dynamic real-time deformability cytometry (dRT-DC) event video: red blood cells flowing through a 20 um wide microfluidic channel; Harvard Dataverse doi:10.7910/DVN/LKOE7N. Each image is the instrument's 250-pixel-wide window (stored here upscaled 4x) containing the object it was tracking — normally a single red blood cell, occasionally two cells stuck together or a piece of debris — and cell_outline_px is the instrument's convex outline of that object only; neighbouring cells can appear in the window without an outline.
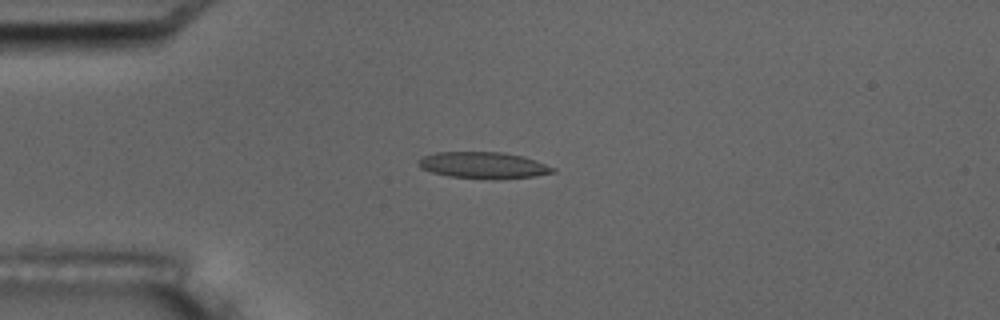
{"species": "common noctule bat (a hibernating species)", "species_latin": "Nyctalus noctula", "temperature_condition": "room temperature", "stored_images_in_passage": 6, "camera_frame_rate_fps": 3000, "um_per_image_px": 0.085, "animal": {"sex": "male", "body_mass_g": 17.5, "forearm_length_mm": 52.3}, "frame": {"image": 1, "passage_image": 5, "time_ms": 4.667, "image_size_px": [1000, 320], "cell_outline_px": [[556, 172], [536, 176], [496, 180], [492, 180], [448, 176], [432, 172], [420, 168], [416, 164], [424, 156], [436, 152], [500, 152], [524, 156], [556, 168]], "centroid_in_image_um": [41.11, 14.06], "position_along_channel_um": 43.9, "area_um2": 20.98}}